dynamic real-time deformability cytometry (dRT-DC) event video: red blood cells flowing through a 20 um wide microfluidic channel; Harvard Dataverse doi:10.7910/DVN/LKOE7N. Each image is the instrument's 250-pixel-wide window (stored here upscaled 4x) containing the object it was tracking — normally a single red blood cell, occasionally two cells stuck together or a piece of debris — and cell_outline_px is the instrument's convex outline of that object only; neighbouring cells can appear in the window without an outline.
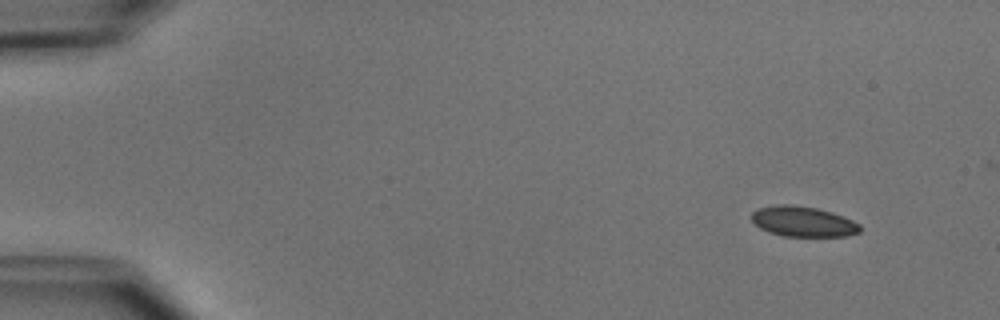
{"species": "common noctule bat (a hibernating species)", "species_latin": "Nyctalus noctula", "temperature_condition": "cold", "stored_images_in_passage": 4, "camera_frame_rate_fps": 3000, "um_per_image_px": 0.085, "animal": {"sex": "male", "body_mass_g": 15.6}, "frame": {"image": 1, "passage_image": 1, "time_ms": 0.0, "image_size_px": [1000, 320], "cell_outline_px": [[860, 232], [844, 236], [784, 236], [768, 232], [760, 228], [752, 220], [752, 212], [760, 208], [776, 204], [788, 204], [816, 208], [832, 212], [852, 220], [860, 224]], "centroid_in_image_um": [68.26, 18.83], "position_along_channel_um": 16.7, "area_um2": 19.02}}
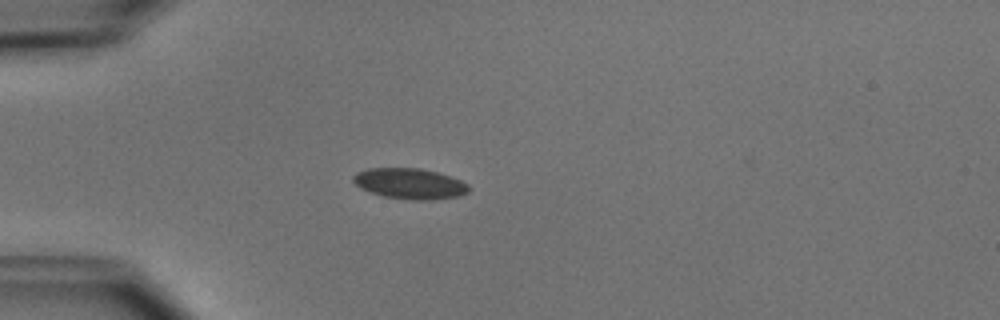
{"frame": {"image": 2, "passage_image": 4, "time_ms": 3.333, "image_size_px": [1000, 320], "cell_outline_px": [[468, 192], [460, 196], [428, 200], [412, 200], [384, 196], [360, 188], [352, 180], [352, 176], [356, 172], [368, 168], [420, 168], [452, 176], [468, 184]], "centroid_in_image_um": [34.83, 15.6], "position_along_channel_um": 50.2, "area_um2": 20.63}}